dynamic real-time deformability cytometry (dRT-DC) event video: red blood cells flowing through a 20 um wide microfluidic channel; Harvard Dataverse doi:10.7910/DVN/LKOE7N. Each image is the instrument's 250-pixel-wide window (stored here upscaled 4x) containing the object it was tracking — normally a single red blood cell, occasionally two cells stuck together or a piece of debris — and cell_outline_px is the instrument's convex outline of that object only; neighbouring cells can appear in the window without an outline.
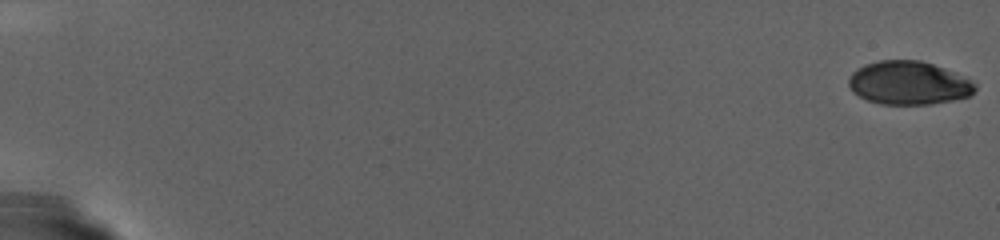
{"species": "human", "species_latin": "Homo sapiens", "temperature_condition": "warm", "stored_images_in_passage": 99, "camera_frame_rate_fps": 3000, "um_per_image_px": 0.085, "donor": {"sex": "female"}, "frame": {"image": 1, "passage_image": 1, "time_ms": 0.0, "image_size_px": [1000, 240], "cell_outline_px": [[976, 88], [968, 96], [952, 100], [928, 104], [880, 104], [868, 100], [860, 96], [848, 84], [848, 80], [852, 72], [856, 68], [864, 64], [880, 60], [920, 60], [944, 68], [976, 84]], "centroid_in_image_um": [77.19, 7.04], "position_along_channel_um": 7.8, "area_um2": 31.5}}
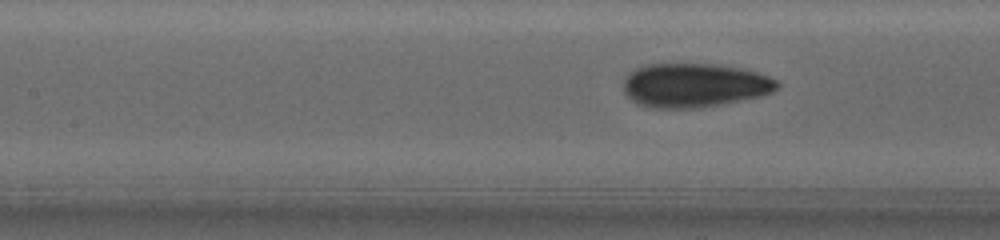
{"frame": {"image": 2, "passage_image": 48, "time_ms": 15.667, "image_size_px": [1000, 240], "cell_outline_px": [[780, 84], [772, 92], [760, 96], [724, 104], [700, 108], [652, 108], [636, 104], [624, 92], [624, 80], [628, 72], [644, 64], [720, 64], [744, 68], [768, 76], [776, 80]], "centroid_in_image_um": [59.01, 7.25], "position_along_channel_um": 148.4, "area_um2": 39.82}}
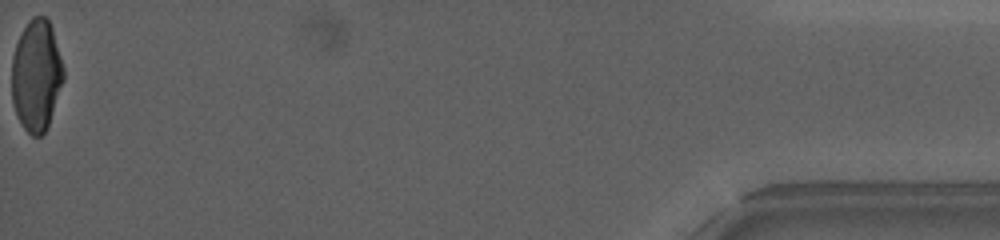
{"frame": {"image": 3, "passage_image": 99, "time_ms": 32.667, "image_size_px": [1000, 240], "cell_outline_px": [[64, 80], [48, 128], [40, 136], [32, 136], [24, 128], [16, 112], [12, 100], [12, 56], [20, 32], [28, 20], [32, 16], [48, 16], [52, 28], [64, 68]], "centroid_in_image_um": [3.1, 6.38], "position_along_channel_um": 432.1, "area_um2": 33.93}}